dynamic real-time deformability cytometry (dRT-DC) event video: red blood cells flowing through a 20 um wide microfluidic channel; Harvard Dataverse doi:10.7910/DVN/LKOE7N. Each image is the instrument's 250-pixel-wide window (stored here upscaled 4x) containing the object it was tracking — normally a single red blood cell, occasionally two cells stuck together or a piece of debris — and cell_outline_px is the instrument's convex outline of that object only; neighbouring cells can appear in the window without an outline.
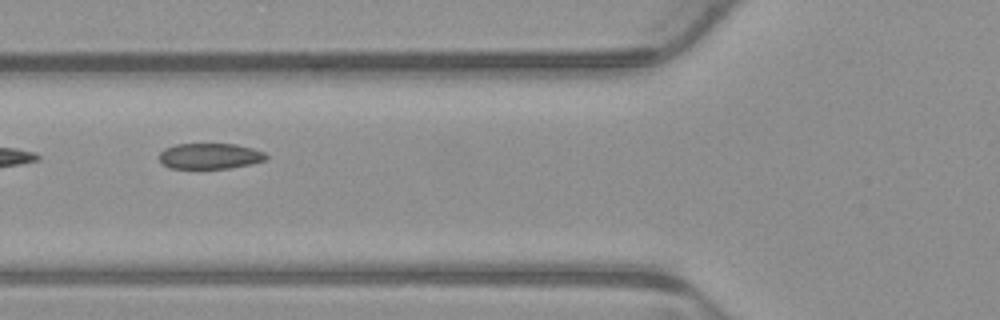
{"species": "common noctule bat (a hibernating species)", "species_latin": "Nyctalus noctula", "temperature_condition": "warm", "stored_images_in_passage": 8, "camera_frame_rate_fps": 3000, "um_per_image_px": 0.085, "animal": {"sex": "male", "body_mass_g": 23.1, "forearm_length_mm": 52.7}, "frame": {"image": 1, "passage_image": 5, "time_ms": 1.333, "image_size_px": [1000, 320], "cell_outline_px": [[268, 160], [252, 164], [228, 168], [168, 168], [160, 160], [160, 152], [164, 148], [176, 144], [236, 144], [252, 148], [264, 152], [268, 156]], "centroid_in_image_um": [17.87, 13.26], "position_along_channel_um": 107.9, "area_um2": 16.07}}
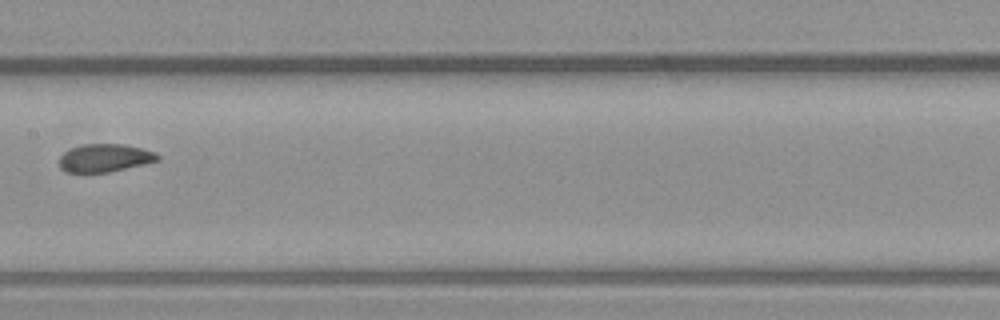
{"frame": {"image": 2, "passage_image": 7, "time_ms": 2.0, "image_size_px": [1000, 320], "cell_outline_px": [[160, 160], [144, 164], [108, 172], [84, 176], [64, 172], [60, 168], [60, 156], [64, 152], [72, 148], [84, 144], [124, 144], [156, 152], [160, 156]], "centroid_in_image_um": [8.85, 13.47], "position_along_channel_um": 198.5, "area_um2": 16.59}}
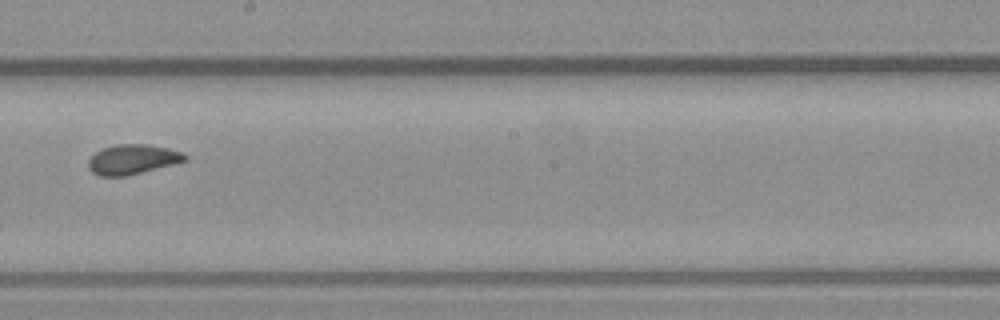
{"frame": {"image": 3, "passage_image": 8, "time_ms": 2.333, "image_size_px": [1000, 320], "cell_outline_px": [[188, 160], [124, 176], [100, 176], [92, 172], [88, 168], [88, 160], [96, 152], [104, 148], [116, 144], [148, 144], [168, 148], [180, 152], [188, 156]], "centroid_in_image_um": [11.24, 13.54], "position_along_channel_um": 237.0, "area_um2": 16.53}}